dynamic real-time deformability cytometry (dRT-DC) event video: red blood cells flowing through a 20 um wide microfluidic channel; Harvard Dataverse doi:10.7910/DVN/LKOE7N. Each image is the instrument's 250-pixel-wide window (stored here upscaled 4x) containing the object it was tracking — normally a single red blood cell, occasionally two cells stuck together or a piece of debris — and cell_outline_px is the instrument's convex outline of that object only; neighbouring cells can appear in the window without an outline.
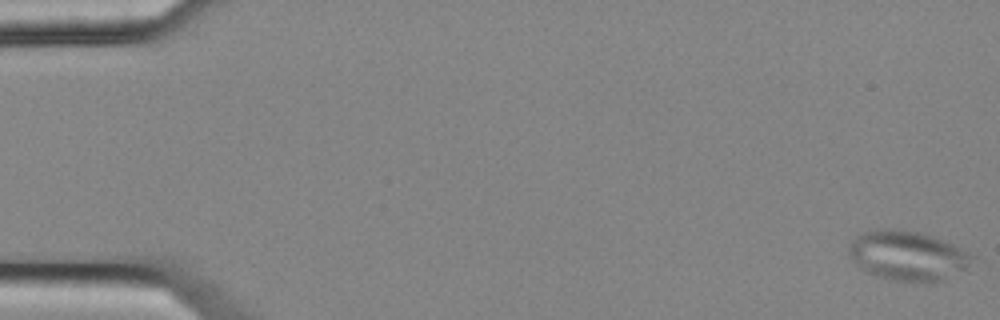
{"species": "common noctule bat (a hibernating species)", "species_latin": "Nyctalus noctula", "temperature_condition": "cold", "stored_images_in_passage": 6, "camera_frame_rate_fps": 3000, "um_per_image_px": 0.085, "animal": {"sex": "female", "body_mass_g": 25.1}, "frame": {"image": 1, "passage_image": 1, "time_ms": 0.0, "image_size_px": [1000, 320], "cell_outline_px": [[976, 260], [968, 272], [932, 284], [924, 284], [896, 280], [876, 276], [860, 268], [856, 264], [848, 252], [848, 248], [856, 236], [864, 232], [876, 228], [888, 228], [916, 232], [952, 244], [976, 256]], "centroid_in_image_um": [77.25, 21.79], "position_along_channel_um": 7.8, "area_um2": 36.36}}